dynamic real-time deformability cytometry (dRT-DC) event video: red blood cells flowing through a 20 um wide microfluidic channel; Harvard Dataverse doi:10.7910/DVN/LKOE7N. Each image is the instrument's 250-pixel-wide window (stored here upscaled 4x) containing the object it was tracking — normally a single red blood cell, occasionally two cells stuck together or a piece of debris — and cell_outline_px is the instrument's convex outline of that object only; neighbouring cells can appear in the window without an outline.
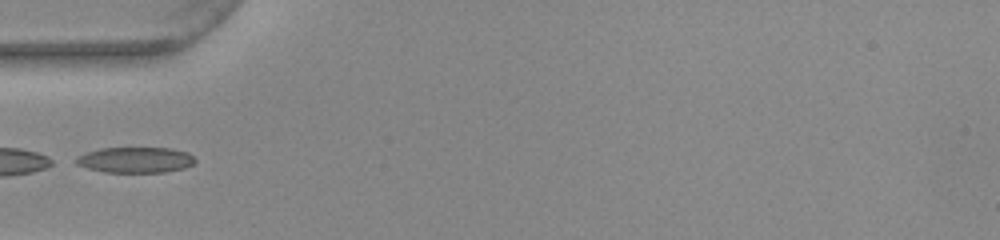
{"species": "common noctule bat (a hibernating species)", "species_latin": "Nyctalus noctula", "temperature_condition": "warm", "stored_images_in_passage": 34, "camera_frame_rate_fps": 3000, "um_per_image_px": 0.085, "animal": {"sex": "female", "body_mass_g": 22.0, "forearm_length_mm": 56.7}, "frame": {"image": 1, "passage_image": 1, "time_ms": 0.0, "image_size_px": [1000, 240], "cell_outline_px": [[196, 160], [192, 164], [184, 168], [164, 172], [104, 172], [88, 168], [76, 164], [68, 160], [76, 156], [100, 148], [168, 148], [188, 152]], "centroid_in_image_um": [11.43, 13.59], "position_along_channel_um": 73.6, "area_um2": 17.92}}
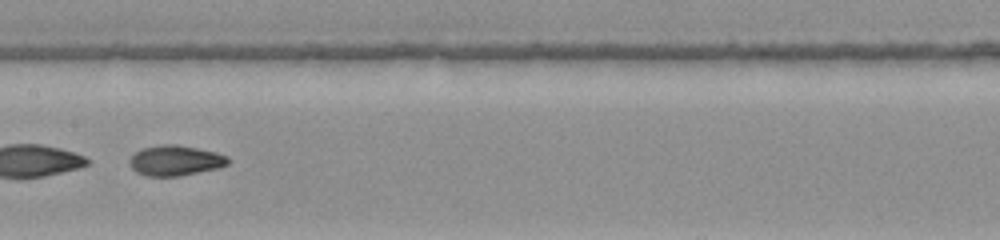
{"frame": {"image": 2, "passage_image": 10, "time_ms": 3.0, "image_size_px": [1000, 240], "cell_outline_px": [[228, 164], [220, 168], [180, 176], [148, 176], [136, 172], [128, 164], [128, 160], [136, 152], [144, 148], [160, 144], [176, 144], [216, 152], [228, 156]], "centroid_in_image_um": [14.9, 13.65], "position_along_channel_um": 192.5, "area_um2": 17.46}}